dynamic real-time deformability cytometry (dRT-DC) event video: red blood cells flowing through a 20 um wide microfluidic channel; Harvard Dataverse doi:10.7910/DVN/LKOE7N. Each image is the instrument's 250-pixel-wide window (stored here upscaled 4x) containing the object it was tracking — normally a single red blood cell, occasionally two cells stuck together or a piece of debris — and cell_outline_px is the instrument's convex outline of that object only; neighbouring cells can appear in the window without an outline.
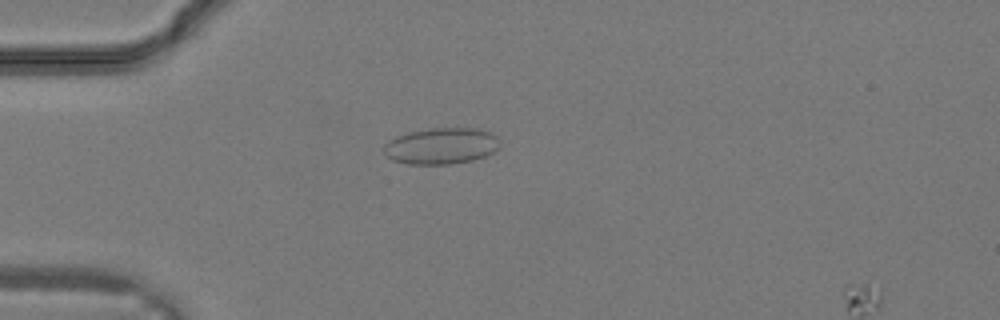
{"species": "common noctule bat (a hibernating species)", "species_latin": "Nyctalus noctula", "temperature_condition": "warm", "stored_images_in_passage": 9, "camera_frame_rate_fps": 3000, "um_per_image_px": 0.085, "animal": {"sex": "male", "body_mass_g": 19.2, "forearm_length_mm": 51.8}, "frame": {"image": 1, "passage_image": 7, "time_ms": 2.0, "image_size_px": [1000, 320], "cell_outline_px": [[500, 148], [484, 156], [472, 160], [448, 164], [408, 164], [392, 160], [384, 152], [384, 144], [388, 140], [396, 136], [408, 132], [428, 128], [476, 128], [492, 132], [500, 140]], "centroid_in_image_um": [37.51, 12.39], "position_along_channel_um": 47.5, "area_um2": 24.74}}